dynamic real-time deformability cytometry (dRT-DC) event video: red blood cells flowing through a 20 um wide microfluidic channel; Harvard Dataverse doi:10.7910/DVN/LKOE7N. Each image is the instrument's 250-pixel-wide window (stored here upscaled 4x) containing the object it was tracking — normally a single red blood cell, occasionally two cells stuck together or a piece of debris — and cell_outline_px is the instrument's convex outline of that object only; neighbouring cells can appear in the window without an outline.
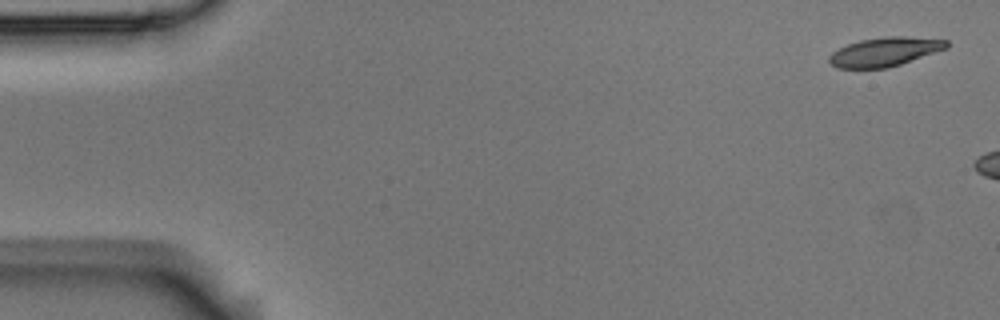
{"species": "Egyptian fruit bat (a non-hibernating species)", "species_latin": "Rousettus aegyptiacus", "temperature_condition": "room temperature", "stored_images_in_passage": 2, "camera_frame_rate_fps": 3000, "um_per_image_px": 0.085, "animal": {"sex": "male"}, "frame": {"image": 1, "passage_image": 1, "time_ms": 0.0, "image_size_px": [1000, 320], "cell_outline_px": [[948, 48], [888, 68], [836, 68], [828, 60], [828, 56], [832, 52], [848, 44], [860, 40], [888, 36], [908, 36], [948, 40]], "centroid_in_image_um": [75.21, 4.4], "position_along_channel_um": 9.8, "area_um2": 19.77}}